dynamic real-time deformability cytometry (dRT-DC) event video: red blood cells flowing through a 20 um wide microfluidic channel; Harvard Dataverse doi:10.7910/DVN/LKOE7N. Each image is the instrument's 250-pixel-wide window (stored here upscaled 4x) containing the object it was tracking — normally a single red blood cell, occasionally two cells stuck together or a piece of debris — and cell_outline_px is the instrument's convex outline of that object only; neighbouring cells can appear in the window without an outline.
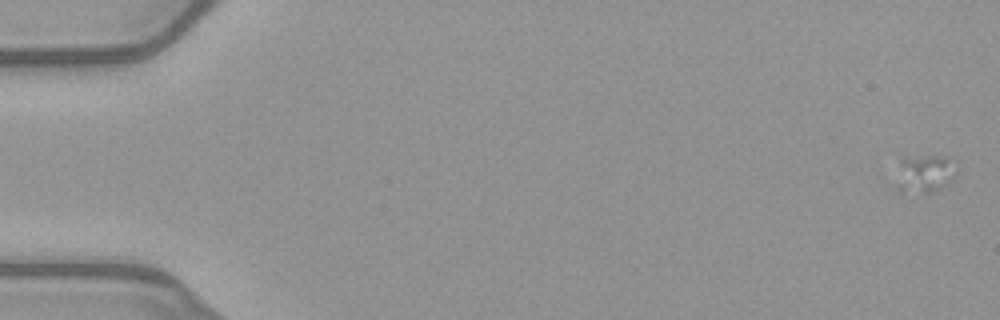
{"species": "common noctule bat (a hibernating species)", "species_latin": "Nyctalus noctula", "temperature_condition": "warm", "stored_images_in_passage": 2, "camera_frame_rate_fps": 3000, "um_per_image_px": 0.085, "animal": {"sex": "female", "body_mass_g": 21.9}, "frame": {"image": 1, "passage_image": 2, "time_ms": 0.333, "image_size_px": [1000, 320], "cell_outline_px": [[956, 172], [940, 188], [932, 192], [900, 192], [896, 188], [896, 184], [900, 160], [932, 156], [944, 160]], "centroid_in_image_um": [78.45, 14.84], "position_along_channel_um": 6.5, "area_um2": 12.08}}